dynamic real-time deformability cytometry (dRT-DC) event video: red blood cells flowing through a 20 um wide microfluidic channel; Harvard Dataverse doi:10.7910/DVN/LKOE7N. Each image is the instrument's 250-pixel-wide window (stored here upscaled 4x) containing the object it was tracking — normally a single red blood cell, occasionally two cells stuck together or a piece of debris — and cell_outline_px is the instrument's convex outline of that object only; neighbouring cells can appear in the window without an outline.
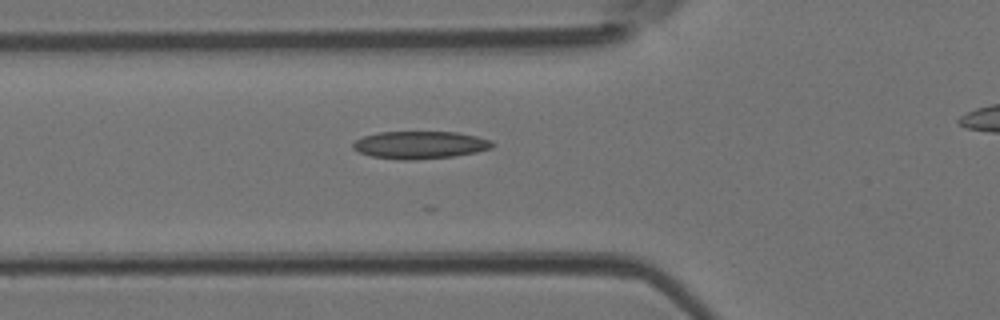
{"species": "Egyptian fruit bat (a non-hibernating species)", "species_latin": "Rousettus aegyptiacus", "temperature_condition": "room temperature", "stored_images_in_passage": 23, "camera_frame_rate_fps": 3000, "um_per_image_px": 0.085, "animal": {"sex": "female"}, "frame": {"image": 1, "passage_image": 15, "time_ms": 4.667, "image_size_px": [1000, 320], "cell_outline_px": [[496, 144], [492, 148], [476, 152], [452, 156], [416, 160], [400, 160], [372, 156], [360, 152], [352, 148], [352, 144], [356, 140], [364, 136], [380, 132], [456, 132], [476, 136], [492, 140]], "centroid_in_image_um": [35.73, 12.32], "position_along_channel_um": 90.1, "area_um2": 22.37}}
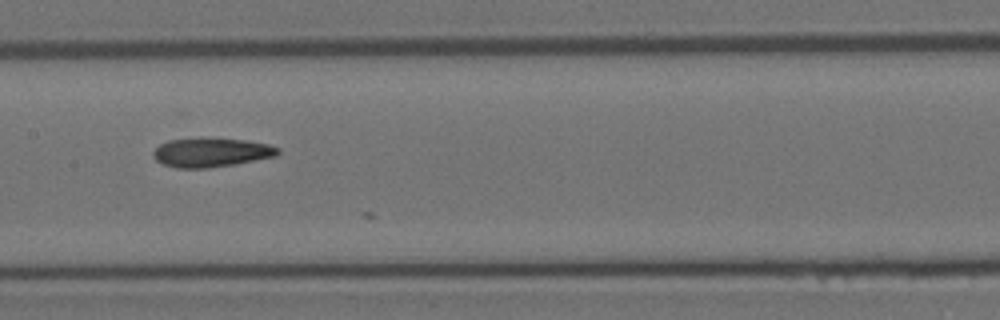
{"frame": {"image": 2, "passage_image": 22, "time_ms": 7.0, "image_size_px": [1000, 320], "cell_outline_px": [[280, 152], [276, 156], [236, 164], [208, 168], [176, 168], [164, 164], [156, 160], [152, 156], [152, 152], [160, 144], [168, 140], [200, 136], [244, 140], [268, 144], [280, 148]], "centroid_in_image_um": [17.93, 12.93], "position_along_channel_um": 189.5, "area_um2": 21.62}}